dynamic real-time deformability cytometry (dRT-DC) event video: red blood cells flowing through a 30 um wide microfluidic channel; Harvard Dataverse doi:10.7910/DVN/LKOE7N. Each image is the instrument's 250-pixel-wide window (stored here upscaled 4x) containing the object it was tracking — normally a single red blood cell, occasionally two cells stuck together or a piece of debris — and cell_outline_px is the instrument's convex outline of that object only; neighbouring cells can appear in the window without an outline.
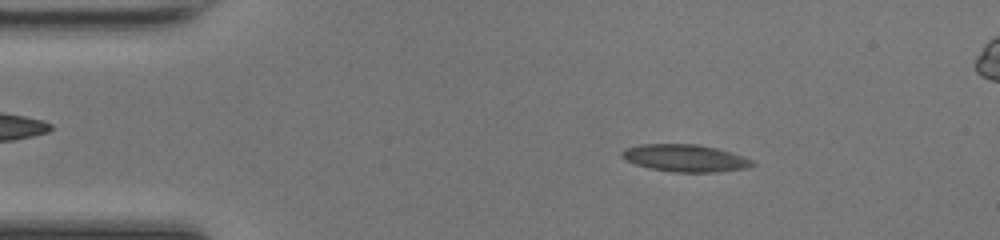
{"species": "common noctule bat (a hibernating species)", "species_latin": "Nyctalus noctula", "temperature_condition": "room temperature", "stored_images_in_passage": 48, "camera_frame_rate_fps": 3000, "um_per_image_px": 0.085, "animal": {"sex": "female", "body_mass_g": 17.0, "forearm_length_mm": 48.0}, "frame": {"image": 1, "passage_image": 7, "time_ms": 2.0, "image_size_px": [1000, 240], "cell_outline_px": [[756, 164], [748, 168], [716, 172], [672, 172], [648, 168], [624, 160], [620, 156], [620, 152], [624, 148], [644, 144], [696, 144], [716, 148], [732, 152], [752, 160]], "centroid_in_image_um": [58.21, 13.44], "position_along_channel_um": 26.8, "area_um2": 20.87}}
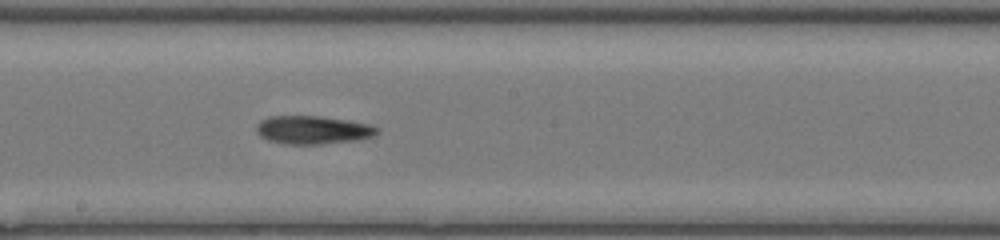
{"frame": {"image": 2, "passage_image": 25, "time_ms": 8.0, "image_size_px": [1000, 240], "cell_outline_px": [[380, 132], [372, 136], [356, 140], [320, 144], [284, 144], [268, 140], [260, 136], [256, 132], [256, 128], [260, 120], [268, 116], [320, 116], [348, 120], [372, 124], [380, 128]], "centroid_in_image_um": [26.61, 11.04], "position_along_channel_um": 221.6, "area_um2": 20.06}}
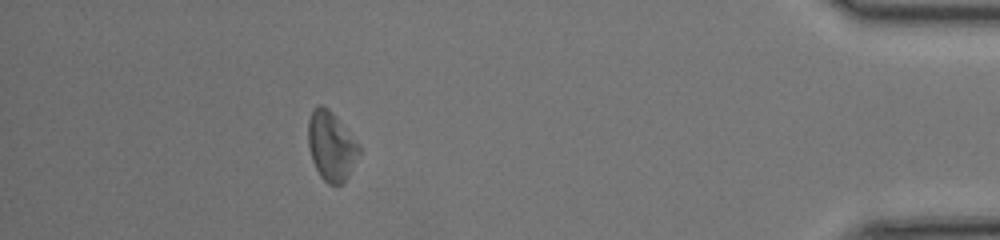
{"frame": {"image": 3, "passage_image": 42, "time_ms": 13.667, "image_size_px": [1000, 240], "cell_outline_px": [[360, 152], [344, 184], [328, 184], [320, 176], [312, 160], [308, 144], [308, 120], [312, 108], [316, 104], [324, 104], [332, 112], [360, 144]], "centroid_in_image_um": [28.14, 12.38], "position_along_channel_um": 407.1, "area_um2": 20.69}, "authors_computed_cell_mechanics": {"area_um2": 20.2878, "velocity_mm_per_s": 4.2881, "shape_relaxation_time_tau1_ms": 6.761, "shape_relaxation_time_tau2_ms": 9.4746, "deformation_change_tau1": 0.1728, "deformation_change_tau2": 0.2574}}